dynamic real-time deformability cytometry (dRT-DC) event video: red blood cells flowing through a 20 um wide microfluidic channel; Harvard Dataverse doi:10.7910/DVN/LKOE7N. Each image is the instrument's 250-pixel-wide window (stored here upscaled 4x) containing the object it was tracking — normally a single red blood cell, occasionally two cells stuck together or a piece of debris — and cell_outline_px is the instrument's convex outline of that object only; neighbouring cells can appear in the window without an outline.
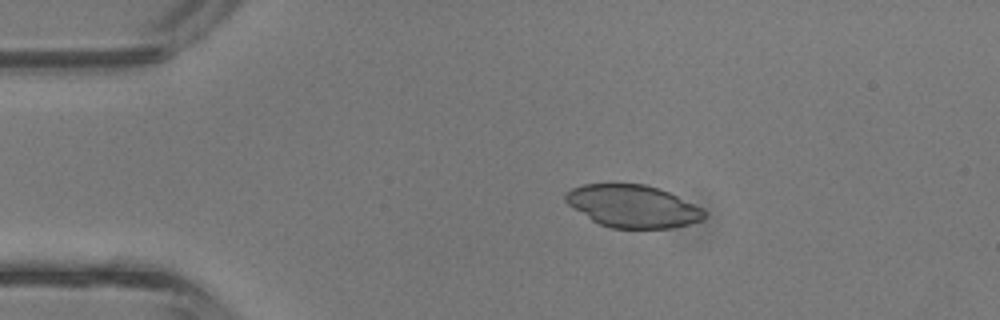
{"species": "common noctule bat (a hibernating species)", "species_latin": "Nyctalus noctula", "temperature_condition": "room temperature", "stored_images_in_passage": 4, "camera_frame_rate_fps": 3000, "um_per_image_px": 0.085, "animal": {"sex": "male", "body_mass_g": 13.3}, "frame": {"image": 1, "passage_image": 3, "time_ms": 0.667, "image_size_px": [1000, 320], "cell_outline_px": [[708, 216], [704, 220], [672, 228], [612, 228], [600, 224], [592, 220], [568, 204], [564, 200], [564, 196], [572, 188], [584, 184], [644, 184], [660, 188], [708, 212]], "centroid_in_image_um": [53.81, 17.53], "position_along_channel_um": 31.2, "area_um2": 34.1}}